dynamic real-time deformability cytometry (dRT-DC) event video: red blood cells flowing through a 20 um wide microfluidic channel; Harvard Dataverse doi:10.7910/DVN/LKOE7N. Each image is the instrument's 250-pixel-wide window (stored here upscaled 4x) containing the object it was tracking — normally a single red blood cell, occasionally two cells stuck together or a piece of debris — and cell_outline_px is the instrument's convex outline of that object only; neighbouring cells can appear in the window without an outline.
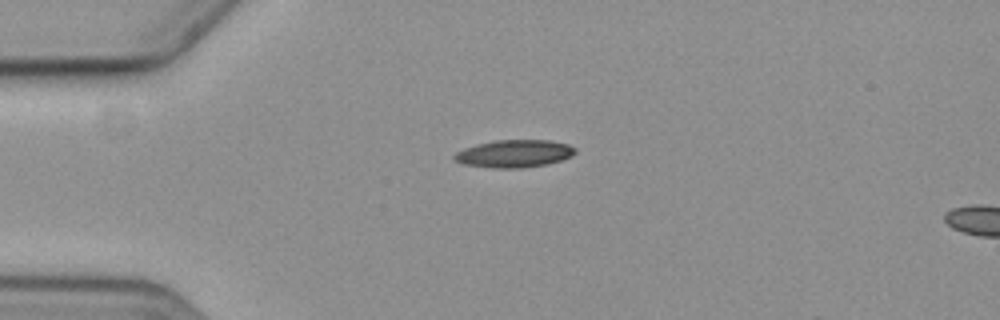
{"species": "common noctule bat (a hibernating species)", "species_latin": "Nyctalus noctula", "temperature_condition": "cold", "stored_images_in_passage": 2, "camera_frame_rate_fps": 3000, "um_per_image_px": 0.085, "animal": {"sex": "female", "body_mass_g": 19.3, "forearm_length_mm": 54.1}, "frame": {"image": 1, "passage_image": 1, "time_ms": 0.0, "image_size_px": [1000, 320], "cell_outline_px": [[576, 152], [572, 156], [548, 164], [524, 168], [492, 168], [460, 164], [452, 160], [452, 156], [456, 152], [464, 148], [476, 144], [496, 140], [548, 140], [568, 144], [576, 148]], "centroid_in_image_um": [43.67, 13.07], "position_along_channel_um": 41.3, "area_um2": 19.71}}